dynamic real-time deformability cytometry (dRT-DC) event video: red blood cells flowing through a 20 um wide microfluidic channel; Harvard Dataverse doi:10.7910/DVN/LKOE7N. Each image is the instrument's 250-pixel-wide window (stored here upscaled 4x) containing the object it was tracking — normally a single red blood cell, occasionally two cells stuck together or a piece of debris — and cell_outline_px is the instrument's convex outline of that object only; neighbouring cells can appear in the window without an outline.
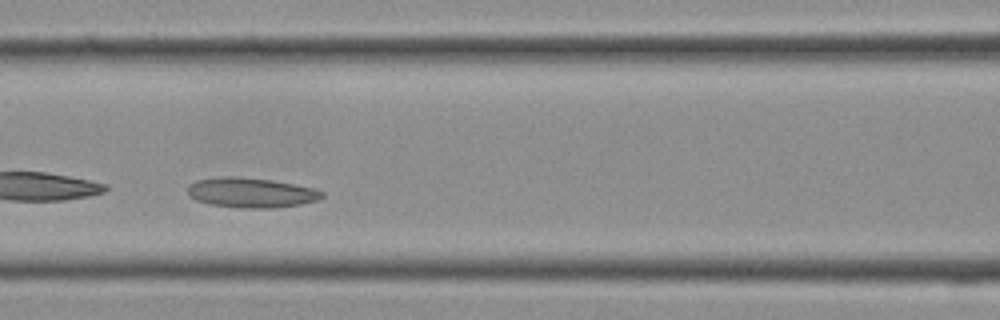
{"species": "Egyptian fruit bat (a non-hibernating species)", "species_latin": "Rousettus aegyptiacus", "temperature_condition": "cold", "stored_images_in_passage": 17, "camera_frame_rate_fps": 3000, "um_per_image_px": 0.085, "frame": {"image": 1, "passage_image": 8, "time_ms": 2.333, "image_size_px": [1000, 320], "cell_outline_px": [[324, 196], [316, 200], [300, 204], [272, 208], [240, 208], [208, 204], [196, 200], [188, 196], [188, 184], [196, 180], [220, 176], [232, 176], [272, 180], [316, 188], [324, 192]], "centroid_in_image_um": [21.31, 16.37], "position_along_channel_um": 145.3, "area_um2": 23.58}}
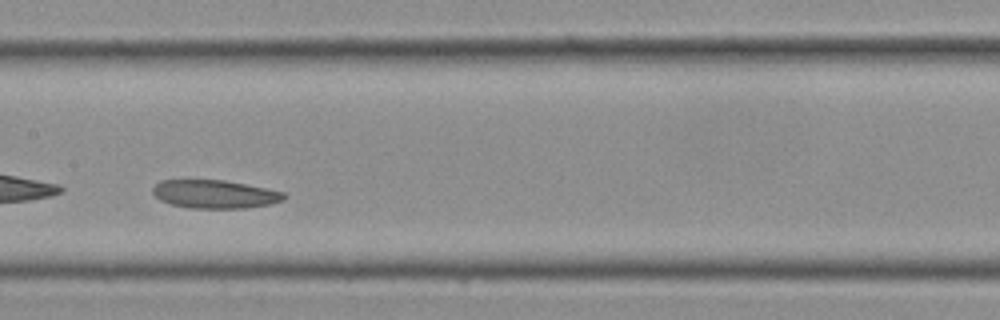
{"frame": {"image": 2, "passage_image": 10, "time_ms": 3.0, "image_size_px": [1000, 320], "cell_outline_px": [[288, 196], [284, 200], [268, 204], [244, 208], [188, 208], [172, 204], [160, 200], [152, 192], [152, 188], [160, 180], [224, 180], [284, 192]], "centroid_in_image_um": [18.24, 16.5], "position_along_channel_um": 189.2, "area_um2": 21.5}}
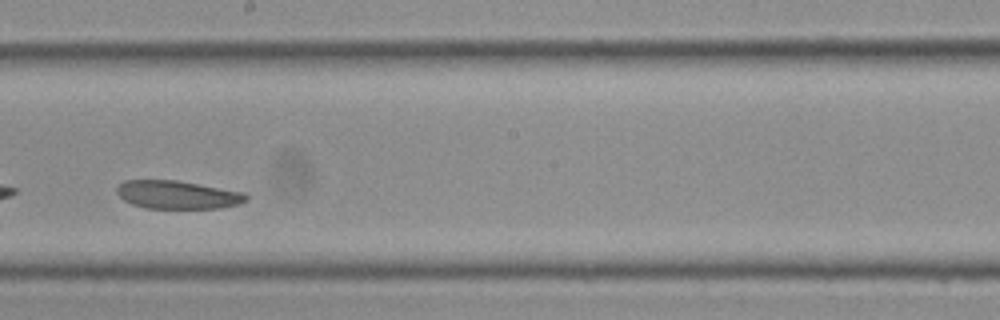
{"frame": {"image": 3, "passage_image": 12, "time_ms": 3.667, "image_size_px": [1000, 320], "cell_outline_px": [[248, 200], [240, 204], [220, 208], [144, 208], [132, 204], [124, 200], [116, 192], [116, 188], [124, 180], [176, 180], [244, 192], [248, 196]], "centroid_in_image_um": [15.1, 16.55], "position_along_channel_um": 233.1, "area_um2": 21.27}}